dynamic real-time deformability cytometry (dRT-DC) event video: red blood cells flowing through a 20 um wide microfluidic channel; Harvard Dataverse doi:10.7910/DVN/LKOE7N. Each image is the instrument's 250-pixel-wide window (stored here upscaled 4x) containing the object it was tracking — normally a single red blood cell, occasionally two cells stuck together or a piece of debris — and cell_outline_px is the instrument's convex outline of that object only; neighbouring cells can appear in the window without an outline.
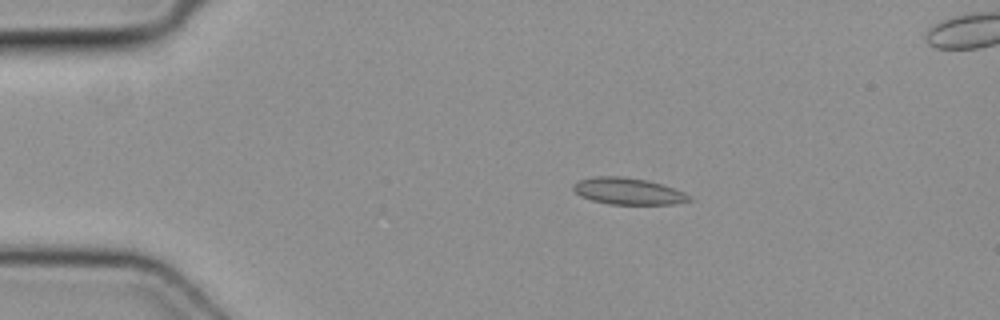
{"species": "common noctule bat (a hibernating species)", "species_latin": "Nyctalus noctula", "temperature_condition": "cold", "stored_images_in_passage": 15, "camera_frame_rate_fps": 3000, "um_per_image_px": 0.085, "animal": {"sex": "female", "body_mass_g": 19.3, "forearm_length_mm": 54.1}, "frame": {"image": 1, "passage_image": 10, "time_ms": 3.0, "image_size_px": [1000, 320], "cell_outline_px": [[692, 200], [676, 204], [608, 204], [592, 200], [580, 196], [572, 188], [572, 184], [580, 180], [596, 176], [624, 176], [644, 180], [660, 184], [684, 192], [692, 196]], "centroid_in_image_um": [53.38, 16.26], "position_along_channel_um": 31.6, "area_um2": 17.92}}